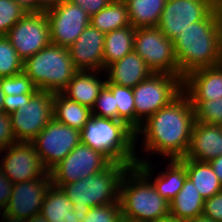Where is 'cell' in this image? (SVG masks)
<instances>
[{"mask_svg": "<svg viewBox=\"0 0 222 222\" xmlns=\"http://www.w3.org/2000/svg\"><path fill=\"white\" fill-rule=\"evenodd\" d=\"M194 123V108L182 91L135 131V147L137 139L143 136L141 152H147V157L151 153L164 156L165 160L183 158L189 148Z\"/></svg>", "mask_w": 222, "mask_h": 222, "instance_id": "1", "label": "cell"}, {"mask_svg": "<svg viewBox=\"0 0 222 222\" xmlns=\"http://www.w3.org/2000/svg\"><path fill=\"white\" fill-rule=\"evenodd\" d=\"M173 44L180 77L217 66L222 58V19L218 6L204 20L189 25Z\"/></svg>", "mask_w": 222, "mask_h": 222, "instance_id": "2", "label": "cell"}, {"mask_svg": "<svg viewBox=\"0 0 222 222\" xmlns=\"http://www.w3.org/2000/svg\"><path fill=\"white\" fill-rule=\"evenodd\" d=\"M152 165L149 159L137 157L136 166L130 167L123 176L120 185L122 219L149 222L170 217L169 202L151 182Z\"/></svg>", "mask_w": 222, "mask_h": 222, "instance_id": "3", "label": "cell"}, {"mask_svg": "<svg viewBox=\"0 0 222 222\" xmlns=\"http://www.w3.org/2000/svg\"><path fill=\"white\" fill-rule=\"evenodd\" d=\"M81 144L103 154L111 163L136 166L135 131L125 122L91 115L80 131Z\"/></svg>", "mask_w": 222, "mask_h": 222, "instance_id": "4", "label": "cell"}, {"mask_svg": "<svg viewBox=\"0 0 222 222\" xmlns=\"http://www.w3.org/2000/svg\"><path fill=\"white\" fill-rule=\"evenodd\" d=\"M131 165L111 163L104 171L62 185L60 188L73 204L74 215L81 221L90 208L120 202V185Z\"/></svg>", "mask_w": 222, "mask_h": 222, "instance_id": "5", "label": "cell"}, {"mask_svg": "<svg viewBox=\"0 0 222 222\" xmlns=\"http://www.w3.org/2000/svg\"><path fill=\"white\" fill-rule=\"evenodd\" d=\"M78 71L68 48L53 43L23 63V72L39 91L61 92Z\"/></svg>", "mask_w": 222, "mask_h": 222, "instance_id": "6", "label": "cell"}, {"mask_svg": "<svg viewBox=\"0 0 222 222\" xmlns=\"http://www.w3.org/2000/svg\"><path fill=\"white\" fill-rule=\"evenodd\" d=\"M133 90L135 131L158 110L168 105L183 91V78L165 73H153Z\"/></svg>", "mask_w": 222, "mask_h": 222, "instance_id": "7", "label": "cell"}, {"mask_svg": "<svg viewBox=\"0 0 222 222\" xmlns=\"http://www.w3.org/2000/svg\"><path fill=\"white\" fill-rule=\"evenodd\" d=\"M133 48L153 73L180 76L173 40L158 27L136 28Z\"/></svg>", "mask_w": 222, "mask_h": 222, "instance_id": "8", "label": "cell"}, {"mask_svg": "<svg viewBox=\"0 0 222 222\" xmlns=\"http://www.w3.org/2000/svg\"><path fill=\"white\" fill-rule=\"evenodd\" d=\"M31 143L49 172L81 143L80 131L53 118Z\"/></svg>", "mask_w": 222, "mask_h": 222, "instance_id": "9", "label": "cell"}, {"mask_svg": "<svg viewBox=\"0 0 222 222\" xmlns=\"http://www.w3.org/2000/svg\"><path fill=\"white\" fill-rule=\"evenodd\" d=\"M110 164L111 162L103 154L80 143L53 167L49 174L52 185L60 188L62 185L102 172Z\"/></svg>", "mask_w": 222, "mask_h": 222, "instance_id": "10", "label": "cell"}, {"mask_svg": "<svg viewBox=\"0 0 222 222\" xmlns=\"http://www.w3.org/2000/svg\"><path fill=\"white\" fill-rule=\"evenodd\" d=\"M18 142H31L53 119V92L38 91L28 103L10 114Z\"/></svg>", "mask_w": 222, "mask_h": 222, "instance_id": "11", "label": "cell"}, {"mask_svg": "<svg viewBox=\"0 0 222 222\" xmlns=\"http://www.w3.org/2000/svg\"><path fill=\"white\" fill-rule=\"evenodd\" d=\"M50 29L51 43L69 48L90 24V16L79 5L63 0L44 10Z\"/></svg>", "mask_w": 222, "mask_h": 222, "instance_id": "12", "label": "cell"}, {"mask_svg": "<svg viewBox=\"0 0 222 222\" xmlns=\"http://www.w3.org/2000/svg\"><path fill=\"white\" fill-rule=\"evenodd\" d=\"M6 37L25 61L51 43L49 21L44 11L26 13Z\"/></svg>", "mask_w": 222, "mask_h": 222, "instance_id": "13", "label": "cell"}, {"mask_svg": "<svg viewBox=\"0 0 222 222\" xmlns=\"http://www.w3.org/2000/svg\"><path fill=\"white\" fill-rule=\"evenodd\" d=\"M216 7L213 0H167L157 27L174 40L189 25L204 20Z\"/></svg>", "mask_w": 222, "mask_h": 222, "instance_id": "14", "label": "cell"}, {"mask_svg": "<svg viewBox=\"0 0 222 222\" xmlns=\"http://www.w3.org/2000/svg\"><path fill=\"white\" fill-rule=\"evenodd\" d=\"M2 152L5 153L0 160V167L13 184L42 179L48 173L31 142H17Z\"/></svg>", "mask_w": 222, "mask_h": 222, "instance_id": "15", "label": "cell"}, {"mask_svg": "<svg viewBox=\"0 0 222 222\" xmlns=\"http://www.w3.org/2000/svg\"><path fill=\"white\" fill-rule=\"evenodd\" d=\"M52 185L49 172L42 179H33L13 184L6 215L27 219L40 214L47 191Z\"/></svg>", "mask_w": 222, "mask_h": 222, "instance_id": "16", "label": "cell"}, {"mask_svg": "<svg viewBox=\"0 0 222 222\" xmlns=\"http://www.w3.org/2000/svg\"><path fill=\"white\" fill-rule=\"evenodd\" d=\"M105 33L91 24L85 27L77 40L68 48L72 63L78 70L104 71Z\"/></svg>", "mask_w": 222, "mask_h": 222, "instance_id": "17", "label": "cell"}, {"mask_svg": "<svg viewBox=\"0 0 222 222\" xmlns=\"http://www.w3.org/2000/svg\"><path fill=\"white\" fill-rule=\"evenodd\" d=\"M222 155L221 125L204 124L195 121L192 129L189 148L186 155L180 159H192L199 162H209Z\"/></svg>", "mask_w": 222, "mask_h": 222, "instance_id": "18", "label": "cell"}, {"mask_svg": "<svg viewBox=\"0 0 222 222\" xmlns=\"http://www.w3.org/2000/svg\"><path fill=\"white\" fill-rule=\"evenodd\" d=\"M183 91L190 100H214L222 98V69L201 68L183 78Z\"/></svg>", "mask_w": 222, "mask_h": 222, "instance_id": "19", "label": "cell"}, {"mask_svg": "<svg viewBox=\"0 0 222 222\" xmlns=\"http://www.w3.org/2000/svg\"><path fill=\"white\" fill-rule=\"evenodd\" d=\"M104 77L109 83L134 88L153 72L146 62L133 50L119 61L109 65L104 70Z\"/></svg>", "mask_w": 222, "mask_h": 222, "instance_id": "20", "label": "cell"}, {"mask_svg": "<svg viewBox=\"0 0 222 222\" xmlns=\"http://www.w3.org/2000/svg\"><path fill=\"white\" fill-rule=\"evenodd\" d=\"M104 71L79 70L69 81L61 93L72 101L92 109L96 103L97 96L106 84V78L101 79L97 74ZM102 80V81H101Z\"/></svg>", "mask_w": 222, "mask_h": 222, "instance_id": "21", "label": "cell"}, {"mask_svg": "<svg viewBox=\"0 0 222 222\" xmlns=\"http://www.w3.org/2000/svg\"><path fill=\"white\" fill-rule=\"evenodd\" d=\"M204 199L196 190L195 185L187 177L182 189L169 202L170 217L179 222H185L203 214Z\"/></svg>", "mask_w": 222, "mask_h": 222, "instance_id": "22", "label": "cell"}, {"mask_svg": "<svg viewBox=\"0 0 222 222\" xmlns=\"http://www.w3.org/2000/svg\"><path fill=\"white\" fill-rule=\"evenodd\" d=\"M91 115L89 107L68 99L61 92L53 93V118L56 121L81 131Z\"/></svg>", "mask_w": 222, "mask_h": 222, "instance_id": "23", "label": "cell"}, {"mask_svg": "<svg viewBox=\"0 0 222 222\" xmlns=\"http://www.w3.org/2000/svg\"><path fill=\"white\" fill-rule=\"evenodd\" d=\"M179 160L185 165L187 177L204 200L222 191L218 176L214 173L209 162H199L192 159Z\"/></svg>", "mask_w": 222, "mask_h": 222, "instance_id": "24", "label": "cell"}, {"mask_svg": "<svg viewBox=\"0 0 222 222\" xmlns=\"http://www.w3.org/2000/svg\"><path fill=\"white\" fill-rule=\"evenodd\" d=\"M134 35L135 28L132 26H126L105 33L103 53L104 70L134 50Z\"/></svg>", "mask_w": 222, "mask_h": 222, "instance_id": "25", "label": "cell"}, {"mask_svg": "<svg viewBox=\"0 0 222 222\" xmlns=\"http://www.w3.org/2000/svg\"><path fill=\"white\" fill-rule=\"evenodd\" d=\"M167 0H126L133 28L157 27Z\"/></svg>", "mask_w": 222, "mask_h": 222, "instance_id": "26", "label": "cell"}, {"mask_svg": "<svg viewBox=\"0 0 222 222\" xmlns=\"http://www.w3.org/2000/svg\"><path fill=\"white\" fill-rule=\"evenodd\" d=\"M151 180L157 192L168 202L173 200L182 189L187 178L185 165L179 159H169L165 168Z\"/></svg>", "mask_w": 222, "mask_h": 222, "instance_id": "27", "label": "cell"}, {"mask_svg": "<svg viewBox=\"0 0 222 222\" xmlns=\"http://www.w3.org/2000/svg\"><path fill=\"white\" fill-rule=\"evenodd\" d=\"M90 24L103 33L131 26L126 3L112 1L104 9L90 17Z\"/></svg>", "mask_w": 222, "mask_h": 222, "instance_id": "28", "label": "cell"}, {"mask_svg": "<svg viewBox=\"0 0 222 222\" xmlns=\"http://www.w3.org/2000/svg\"><path fill=\"white\" fill-rule=\"evenodd\" d=\"M73 204L61 188L51 185L43 201L40 214L49 222H69Z\"/></svg>", "mask_w": 222, "mask_h": 222, "instance_id": "29", "label": "cell"}, {"mask_svg": "<svg viewBox=\"0 0 222 222\" xmlns=\"http://www.w3.org/2000/svg\"><path fill=\"white\" fill-rule=\"evenodd\" d=\"M115 97L118 121L125 122L135 131V106L132 88L109 83L105 84Z\"/></svg>", "mask_w": 222, "mask_h": 222, "instance_id": "30", "label": "cell"}, {"mask_svg": "<svg viewBox=\"0 0 222 222\" xmlns=\"http://www.w3.org/2000/svg\"><path fill=\"white\" fill-rule=\"evenodd\" d=\"M24 61L6 36H0V78L23 72Z\"/></svg>", "mask_w": 222, "mask_h": 222, "instance_id": "31", "label": "cell"}, {"mask_svg": "<svg viewBox=\"0 0 222 222\" xmlns=\"http://www.w3.org/2000/svg\"><path fill=\"white\" fill-rule=\"evenodd\" d=\"M194 108L195 121L222 125V98L213 100H190Z\"/></svg>", "mask_w": 222, "mask_h": 222, "instance_id": "32", "label": "cell"}, {"mask_svg": "<svg viewBox=\"0 0 222 222\" xmlns=\"http://www.w3.org/2000/svg\"><path fill=\"white\" fill-rule=\"evenodd\" d=\"M0 83L5 95L36 94L39 91L24 72L14 76L1 77Z\"/></svg>", "mask_w": 222, "mask_h": 222, "instance_id": "33", "label": "cell"}, {"mask_svg": "<svg viewBox=\"0 0 222 222\" xmlns=\"http://www.w3.org/2000/svg\"><path fill=\"white\" fill-rule=\"evenodd\" d=\"M26 13L14 0H0V36H6Z\"/></svg>", "mask_w": 222, "mask_h": 222, "instance_id": "34", "label": "cell"}, {"mask_svg": "<svg viewBox=\"0 0 222 222\" xmlns=\"http://www.w3.org/2000/svg\"><path fill=\"white\" fill-rule=\"evenodd\" d=\"M91 110L92 115L94 116L118 120V110L115 97L106 85H104L101 89L97 96L96 103Z\"/></svg>", "mask_w": 222, "mask_h": 222, "instance_id": "35", "label": "cell"}, {"mask_svg": "<svg viewBox=\"0 0 222 222\" xmlns=\"http://www.w3.org/2000/svg\"><path fill=\"white\" fill-rule=\"evenodd\" d=\"M122 220L120 202L90 208L83 222H119Z\"/></svg>", "mask_w": 222, "mask_h": 222, "instance_id": "36", "label": "cell"}, {"mask_svg": "<svg viewBox=\"0 0 222 222\" xmlns=\"http://www.w3.org/2000/svg\"><path fill=\"white\" fill-rule=\"evenodd\" d=\"M17 142L13 133L10 114L0 112V148L4 150Z\"/></svg>", "mask_w": 222, "mask_h": 222, "instance_id": "37", "label": "cell"}, {"mask_svg": "<svg viewBox=\"0 0 222 222\" xmlns=\"http://www.w3.org/2000/svg\"><path fill=\"white\" fill-rule=\"evenodd\" d=\"M203 215L215 222H222V191L204 201Z\"/></svg>", "mask_w": 222, "mask_h": 222, "instance_id": "38", "label": "cell"}, {"mask_svg": "<svg viewBox=\"0 0 222 222\" xmlns=\"http://www.w3.org/2000/svg\"><path fill=\"white\" fill-rule=\"evenodd\" d=\"M35 94L5 95L4 112L11 114L19 109L24 103H28Z\"/></svg>", "mask_w": 222, "mask_h": 222, "instance_id": "39", "label": "cell"}, {"mask_svg": "<svg viewBox=\"0 0 222 222\" xmlns=\"http://www.w3.org/2000/svg\"><path fill=\"white\" fill-rule=\"evenodd\" d=\"M71 3L79 5L87 14L91 17L98 13L106 6H108L111 0H69Z\"/></svg>", "mask_w": 222, "mask_h": 222, "instance_id": "40", "label": "cell"}, {"mask_svg": "<svg viewBox=\"0 0 222 222\" xmlns=\"http://www.w3.org/2000/svg\"><path fill=\"white\" fill-rule=\"evenodd\" d=\"M13 183L3 174V170L0 167V206L6 208L11 192H12Z\"/></svg>", "mask_w": 222, "mask_h": 222, "instance_id": "41", "label": "cell"}, {"mask_svg": "<svg viewBox=\"0 0 222 222\" xmlns=\"http://www.w3.org/2000/svg\"><path fill=\"white\" fill-rule=\"evenodd\" d=\"M27 13H37V0H14Z\"/></svg>", "mask_w": 222, "mask_h": 222, "instance_id": "42", "label": "cell"}, {"mask_svg": "<svg viewBox=\"0 0 222 222\" xmlns=\"http://www.w3.org/2000/svg\"><path fill=\"white\" fill-rule=\"evenodd\" d=\"M209 163L212 166L214 173L218 176V179L222 185V155L210 160Z\"/></svg>", "mask_w": 222, "mask_h": 222, "instance_id": "43", "label": "cell"}, {"mask_svg": "<svg viewBox=\"0 0 222 222\" xmlns=\"http://www.w3.org/2000/svg\"><path fill=\"white\" fill-rule=\"evenodd\" d=\"M63 0H37V12H42L50 7H53Z\"/></svg>", "mask_w": 222, "mask_h": 222, "instance_id": "44", "label": "cell"}, {"mask_svg": "<svg viewBox=\"0 0 222 222\" xmlns=\"http://www.w3.org/2000/svg\"><path fill=\"white\" fill-rule=\"evenodd\" d=\"M24 222H49V221L41 214H37L30 218L24 219Z\"/></svg>", "mask_w": 222, "mask_h": 222, "instance_id": "45", "label": "cell"}, {"mask_svg": "<svg viewBox=\"0 0 222 222\" xmlns=\"http://www.w3.org/2000/svg\"><path fill=\"white\" fill-rule=\"evenodd\" d=\"M185 222H215V221H213L211 218H208L202 214V215L196 216L190 220H187Z\"/></svg>", "mask_w": 222, "mask_h": 222, "instance_id": "46", "label": "cell"}, {"mask_svg": "<svg viewBox=\"0 0 222 222\" xmlns=\"http://www.w3.org/2000/svg\"><path fill=\"white\" fill-rule=\"evenodd\" d=\"M1 222H24V219H20V218H17V217H12V216H9V215H6L1 218Z\"/></svg>", "mask_w": 222, "mask_h": 222, "instance_id": "47", "label": "cell"}, {"mask_svg": "<svg viewBox=\"0 0 222 222\" xmlns=\"http://www.w3.org/2000/svg\"><path fill=\"white\" fill-rule=\"evenodd\" d=\"M4 97H5V94L1 88V83H0V112H4Z\"/></svg>", "mask_w": 222, "mask_h": 222, "instance_id": "48", "label": "cell"}, {"mask_svg": "<svg viewBox=\"0 0 222 222\" xmlns=\"http://www.w3.org/2000/svg\"><path fill=\"white\" fill-rule=\"evenodd\" d=\"M69 222H83L79 220L75 215H74V210H71V216L69 218Z\"/></svg>", "mask_w": 222, "mask_h": 222, "instance_id": "49", "label": "cell"}, {"mask_svg": "<svg viewBox=\"0 0 222 222\" xmlns=\"http://www.w3.org/2000/svg\"><path fill=\"white\" fill-rule=\"evenodd\" d=\"M149 222H179L175 219H172L171 217L165 218L163 220H158V221H149Z\"/></svg>", "mask_w": 222, "mask_h": 222, "instance_id": "50", "label": "cell"}, {"mask_svg": "<svg viewBox=\"0 0 222 222\" xmlns=\"http://www.w3.org/2000/svg\"><path fill=\"white\" fill-rule=\"evenodd\" d=\"M0 211H2V212H0V215H1V218H3V217L5 216V214H6L5 208H3L2 206H0Z\"/></svg>", "mask_w": 222, "mask_h": 222, "instance_id": "51", "label": "cell"}, {"mask_svg": "<svg viewBox=\"0 0 222 222\" xmlns=\"http://www.w3.org/2000/svg\"><path fill=\"white\" fill-rule=\"evenodd\" d=\"M217 6L222 5V0H213Z\"/></svg>", "mask_w": 222, "mask_h": 222, "instance_id": "52", "label": "cell"}, {"mask_svg": "<svg viewBox=\"0 0 222 222\" xmlns=\"http://www.w3.org/2000/svg\"><path fill=\"white\" fill-rule=\"evenodd\" d=\"M218 66L222 69V58L220 59V62L218 63Z\"/></svg>", "mask_w": 222, "mask_h": 222, "instance_id": "53", "label": "cell"}, {"mask_svg": "<svg viewBox=\"0 0 222 222\" xmlns=\"http://www.w3.org/2000/svg\"><path fill=\"white\" fill-rule=\"evenodd\" d=\"M111 1H116V2H125L126 0H111Z\"/></svg>", "mask_w": 222, "mask_h": 222, "instance_id": "54", "label": "cell"}, {"mask_svg": "<svg viewBox=\"0 0 222 222\" xmlns=\"http://www.w3.org/2000/svg\"><path fill=\"white\" fill-rule=\"evenodd\" d=\"M220 14H221V19H222V8H219Z\"/></svg>", "mask_w": 222, "mask_h": 222, "instance_id": "55", "label": "cell"}, {"mask_svg": "<svg viewBox=\"0 0 222 222\" xmlns=\"http://www.w3.org/2000/svg\"><path fill=\"white\" fill-rule=\"evenodd\" d=\"M119 222H129V220H124V219H122V220L119 221Z\"/></svg>", "mask_w": 222, "mask_h": 222, "instance_id": "56", "label": "cell"}, {"mask_svg": "<svg viewBox=\"0 0 222 222\" xmlns=\"http://www.w3.org/2000/svg\"><path fill=\"white\" fill-rule=\"evenodd\" d=\"M3 152H2V149L0 148V156H2Z\"/></svg>", "mask_w": 222, "mask_h": 222, "instance_id": "57", "label": "cell"}]
</instances>
